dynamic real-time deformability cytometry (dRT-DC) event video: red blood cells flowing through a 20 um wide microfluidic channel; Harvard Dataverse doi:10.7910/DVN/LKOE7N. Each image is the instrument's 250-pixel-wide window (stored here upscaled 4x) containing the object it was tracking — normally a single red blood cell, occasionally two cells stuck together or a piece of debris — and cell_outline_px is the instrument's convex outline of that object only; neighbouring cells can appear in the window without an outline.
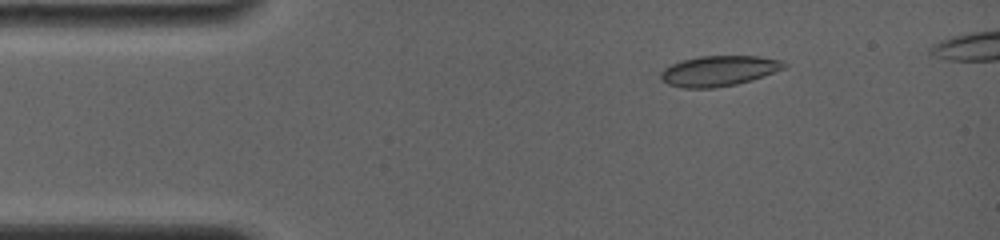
{"species": "common noctule bat (a hibernating species)", "species_latin": "Nyctalus noctula", "temperature_condition": "room temperature", "stored_images_in_passage": 19, "camera_frame_rate_fps": 4000, "um_per_image_px": 0.085, "animal": {"sex": "female", "body_mass_g": 19.0, "forearm_length_mm": 56.7}, "frame": {"image": 1, "passage_image": 5, "time_ms": 1.75, "image_size_px": [1000, 240], "cell_outline_px": [[788, 64], [784, 68], [752, 80], [736, 84], [716, 88], [684, 88], [668, 84], [660, 80], [660, 72], [664, 68], [672, 64], [684, 60], [700, 56], [756, 56], [784, 60]], "centroid_in_image_um": [61.1, 6.03], "position_along_channel_um": 23.9, "area_um2": 21.85}}
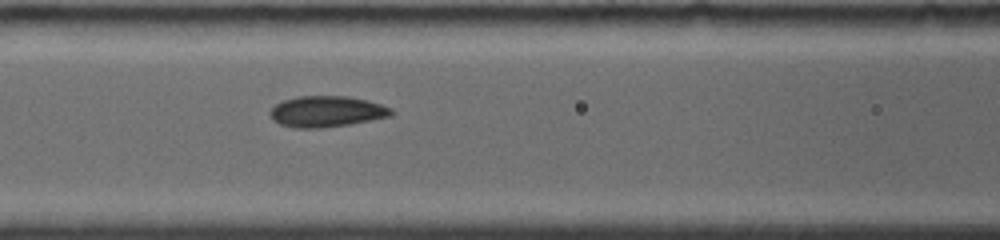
{"frame": {"image": 2, "passage_image": 15, "time_ms": 6.25, "image_size_px": [1000, 240], "cell_outline_px": [[396, 112], [392, 116], [372, 120], [348, 124], [320, 128], [292, 128], [280, 124], [272, 120], [268, 112], [276, 104], [284, 100], [296, 96], [348, 96], [368, 100], [392, 108]], "centroid_in_image_um": [27.77, 9.48], "position_along_channel_um": 138.8, "area_um2": 22.14}}
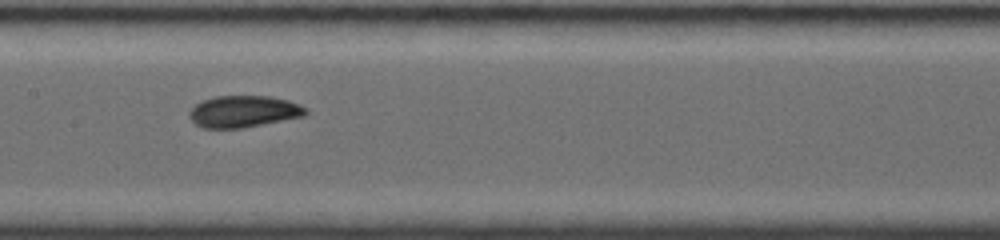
{"frame": {"image": 3, "passage_image": 18, "time_ms": 7.5, "image_size_px": [1000, 240], "cell_outline_px": [[308, 112], [304, 116], [244, 128], [204, 128], [196, 124], [188, 116], [188, 112], [196, 104], [204, 100], [216, 96], [268, 96], [288, 100], [300, 104], [308, 108]], "centroid_in_image_um": [20.73, 9.48], "position_along_channel_um": 186.7, "area_um2": 21.56}}